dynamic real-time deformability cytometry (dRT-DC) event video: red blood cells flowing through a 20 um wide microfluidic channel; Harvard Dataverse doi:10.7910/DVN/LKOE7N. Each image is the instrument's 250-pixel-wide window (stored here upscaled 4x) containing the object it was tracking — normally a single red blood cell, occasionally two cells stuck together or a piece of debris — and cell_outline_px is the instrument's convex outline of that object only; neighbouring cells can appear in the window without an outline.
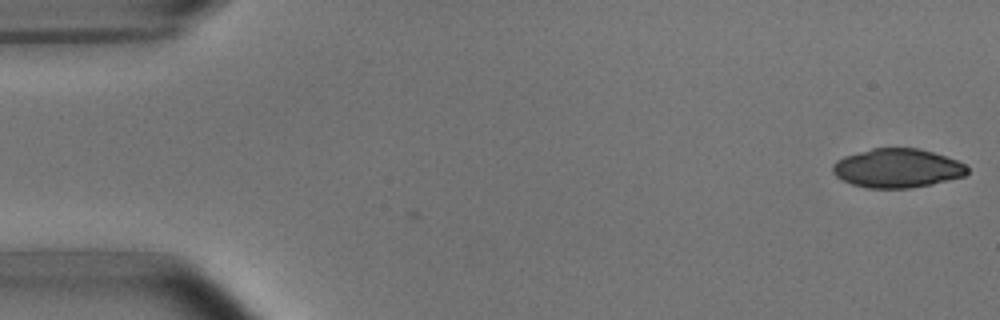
{"species": "common noctule bat (a hibernating species)", "species_latin": "Nyctalus noctula", "temperature_condition": "room temperature", "stored_images_in_passage": 5, "segment_of_instrument_passage": [1, 2], "camera_frame_rate_fps": 3000, "um_per_image_px": 0.085, "animal": {"sex": "male", "body_mass_g": 15.6}, "frame": {"image": 1, "passage_image": 1, "time_ms": 0.0, "image_size_px": [1000, 320], "cell_outline_px": [[968, 172], [964, 176], [932, 184], [908, 188], [868, 188], [852, 184], [836, 176], [832, 172], [832, 164], [836, 160], [844, 156], [872, 148], [920, 148], [956, 160], [964, 164], [968, 168]], "centroid_in_image_um": [76.24, 14.29], "position_along_channel_um": 8.8, "area_um2": 30.46}}